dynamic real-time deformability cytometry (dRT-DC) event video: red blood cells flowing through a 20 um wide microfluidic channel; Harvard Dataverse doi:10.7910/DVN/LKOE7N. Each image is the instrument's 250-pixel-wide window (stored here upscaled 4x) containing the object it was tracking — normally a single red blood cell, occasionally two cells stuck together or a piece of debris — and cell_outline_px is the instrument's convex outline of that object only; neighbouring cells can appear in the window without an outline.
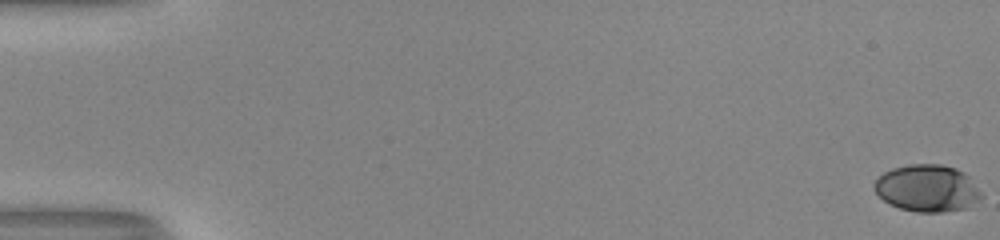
{"species": "human", "species_latin": "Homo sapiens", "temperature_condition": "room temperature", "stored_images_in_passage": 54, "camera_frame_rate_fps": 3000, "um_per_image_px": 0.085, "donor": {"sex": "male"}, "frame": {"image": 1, "passage_image": 1, "time_ms": 0.0, "image_size_px": [1000, 240], "cell_outline_px": [[984, 196], [968, 208], [944, 212], [916, 212], [900, 208], [888, 204], [872, 188], [872, 184], [884, 172], [892, 168], [908, 164], [940, 164], [956, 168], [964, 172], [968, 176]], "centroid_in_image_um": [78.81, 16.0], "position_along_channel_um": 6.2, "area_um2": 29.54}}
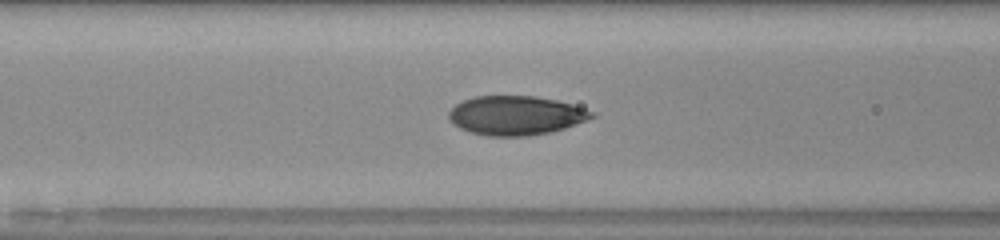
{"frame": {"image": 2, "passage_image": 24, "time_ms": 7.667, "image_size_px": [1000, 240], "cell_outline_px": [[596, 116], [588, 120], [552, 132], [528, 136], [488, 136], [472, 132], [460, 128], [448, 116], [448, 112], [456, 104], [464, 100], [476, 96], [536, 96], [556, 100], [572, 104], [596, 112]], "centroid_in_image_um": [43.9, 9.81], "position_along_channel_um": 122.7, "area_um2": 32.54}}
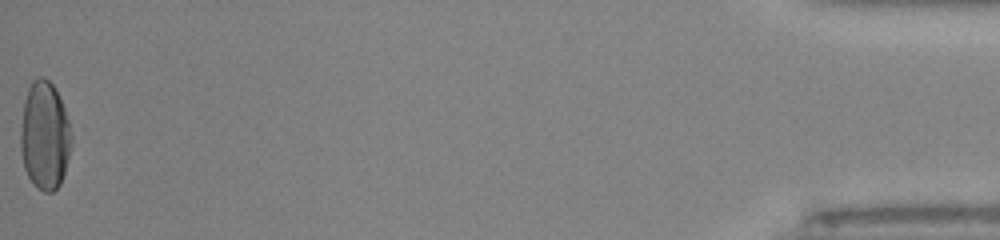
{"frame": {"image": 3, "passage_image": 54, "time_ms": 17.667, "image_size_px": [1000, 240], "cell_outline_px": [[72, 140], [64, 172], [60, 184], [52, 192], [44, 192], [36, 188], [28, 176], [24, 168], [20, 148], [20, 132], [24, 100], [28, 88], [32, 80], [36, 76], [44, 76], [52, 84], [64, 108], [72, 132]], "centroid_in_image_um": [3.78, 11.52], "position_along_channel_um": 431.4, "area_um2": 32.14}, "authors_computed_cell_mechanics": {"area_um2": 31.5299, "velocity_mm_per_s": 4.0715, "shape_relaxation_time_tau1_ms": 4.3023, "shape_relaxation_time_tau2_ms": null, "deformation_change_tau1": 0.187, "deformation_change_tau2": null}}